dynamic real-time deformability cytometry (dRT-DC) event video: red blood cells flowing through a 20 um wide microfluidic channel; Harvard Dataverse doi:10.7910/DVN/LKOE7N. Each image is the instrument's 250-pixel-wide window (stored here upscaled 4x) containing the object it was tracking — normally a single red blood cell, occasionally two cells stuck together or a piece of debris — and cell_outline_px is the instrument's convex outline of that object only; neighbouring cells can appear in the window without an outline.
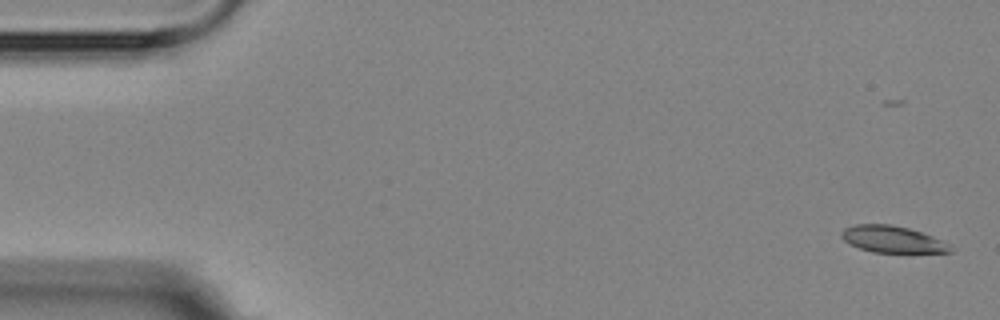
{"species": "Egyptian fruit bat (a non-hibernating species)", "species_latin": "Rousettus aegyptiacus", "temperature_condition": "room temperature", "stored_images_in_passage": 7, "camera_frame_rate_fps": 3000, "um_per_image_px": 0.085, "animal": {"sex": "female"}, "frame": {"image": 1, "passage_image": 1, "time_ms": 0.0, "image_size_px": [1000, 320], "cell_outline_px": [[956, 248], [952, 252], [872, 252], [848, 244], [840, 236], [840, 232], [844, 228], [856, 224], [888, 224], [908, 228], [932, 236]], "centroid_in_image_um": [75.83, 20.34], "position_along_channel_um": 9.2, "area_um2": 16.88}}